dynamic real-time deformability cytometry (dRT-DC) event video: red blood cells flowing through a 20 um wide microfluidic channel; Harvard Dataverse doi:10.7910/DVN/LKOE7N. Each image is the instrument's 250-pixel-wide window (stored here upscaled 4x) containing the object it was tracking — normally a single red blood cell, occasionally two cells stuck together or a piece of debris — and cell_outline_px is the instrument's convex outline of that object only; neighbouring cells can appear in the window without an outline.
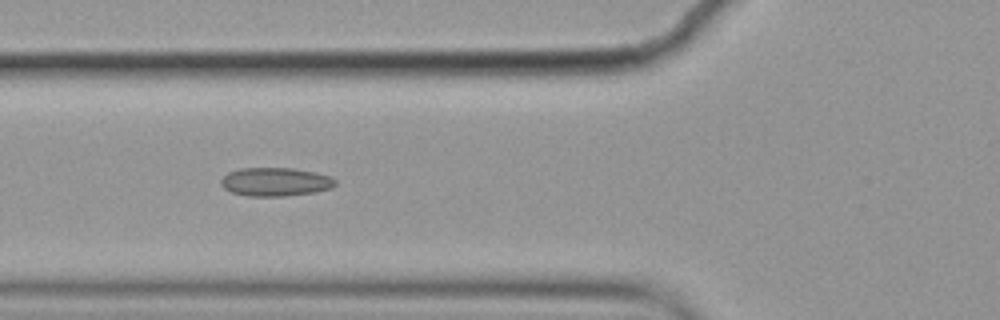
{"species": "common noctule bat (a hibernating species)", "species_latin": "Nyctalus noctula", "temperature_condition": "cold", "stored_images_in_passage": 10, "camera_frame_rate_fps": 3000, "um_per_image_px": 0.085, "animal": {"sex": "female", "body_mass_g": 19.9}, "frame": {"image": 1, "passage_image": 6, "time_ms": 1.667, "image_size_px": [1000, 320], "cell_outline_px": [[336, 184], [332, 188], [316, 192], [284, 196], [248, 196], [232, 192], [224, 188], [220, 184], [220, 180], [228, 172], [240, 168], [292, 168], [316, 172], [328, 176], [336, 180]], "centroid_in_image_um": [23.41, 15.45], "position_along_channel_um": 102.4, "area_um2": 19.07}}
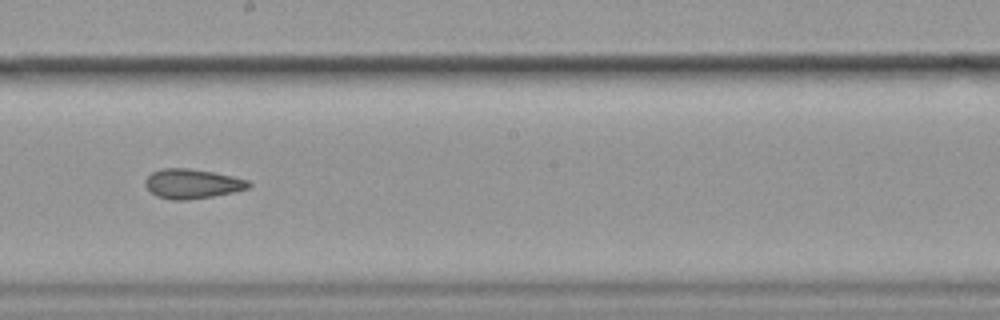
{"frame": {"image": 2, "passage_image": 9, "time_ms": 2.667, "image_size_px": [1000, 320], "cell_outline_px": [[252, 184], [248, 188], [232, 192], [212, 196], [188, 200], [172, 200], [156, 196], [144, 184], [144, 180], [152, 172], [160, 168], [188, 168], [212, 172], [232, 176], [248, 180]], "centroid_in_image_um": [16.31, 15.61], "position_along_channel_um": 231.9, "area_um2": 17.74}}
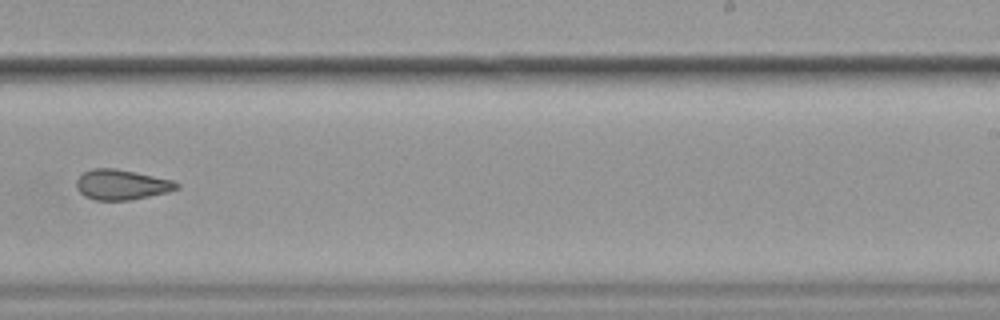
{"frame": {"image": 3, "passage_image": 10, "time_ms": 3.0, "image_size_px": [1000, 320], "cell_outline_px": [[180, 188], [168, 192], [128, 200], [96, 200], [84, 196], [76, 188], [76, 180], [84, 172], [92, 168], [116, 168], [172, 180], [180, 184]], "centroid_in_image_um": [10.32, 15.69], "position_along_channel_um": 278.7, "area_um2": 17.57}}